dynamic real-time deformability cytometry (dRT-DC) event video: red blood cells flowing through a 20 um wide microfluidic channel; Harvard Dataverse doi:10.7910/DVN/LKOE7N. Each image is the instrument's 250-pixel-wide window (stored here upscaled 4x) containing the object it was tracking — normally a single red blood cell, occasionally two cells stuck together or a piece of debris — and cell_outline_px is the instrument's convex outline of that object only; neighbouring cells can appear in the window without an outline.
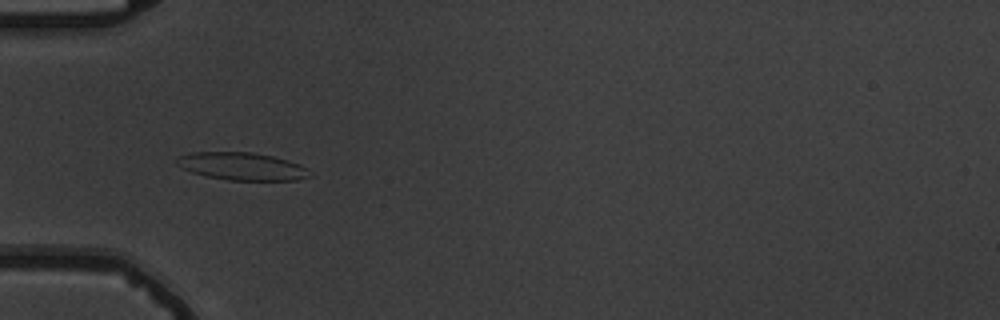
{"species": "common noctule bat (a hibernating species)", "species_latin": "Nyctalus noctula", "temperature_condition": "warm", "stored_images_in_passage": 9, "camera_frame_rate_fps": 3000, "um_per_image_px": 0.085, "animal": {"sex": "male", "body_mass_g": 19.5, "forearm_length_mm": 54.6}, "frame": {"image": 1, "passage_image": 6, "time_ms": 5.667, "image_size_px": [1000, 320], "cell_outline_px": [[312, 176], [296, 180], [228, 180], [204, 176], [192, 172], [176, 164], [176, 160], [180, 156], [188, 152], [252, 152], [272, 156], [288, 160], [300, 164], [308, 168]], "centroid_in_image_um": [20.59, 14.14], "position_along_channel_um": 64.4, "area_um2": 21.5}}
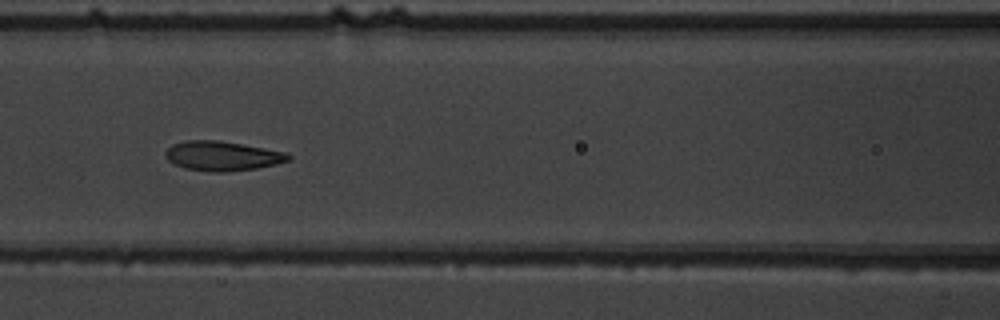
{"frame": {"image": 2, "passage_image": 8, "time_ms": 8.0, "image_size_px": [1000, 320], "cell_outline_px": [[292, 156], [288, 160], [276, 164], [256, 168], [224, 172], [208, 172], [184, 168], [168, 160], [164, 152], [172, 144], [188, 140], [220, 140], [288, 152]], "centroid_in_image_um": [18.9, 13.25], "position_along_channel_um": 147.7, "area_um2": 21.21}}
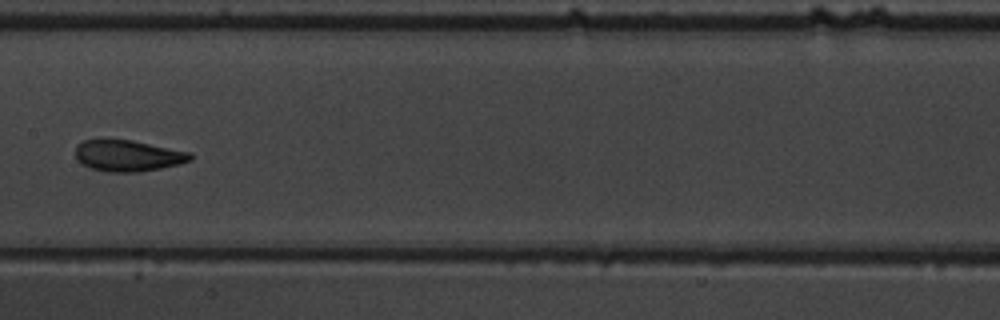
{"frame": {"image": 3, "passage_image": 9, "time_ms": 9.333, "image_size_px": [1000, 320], "cell_outline_px": [[192, 160], [160, 168], [140, 172], [108, 172], [92, 168], [80, 164], [76, 156], [76, 148], [84, 140], [132, 140], [192, 152]], "centroid_in_image_um": [10.89, 13.24], "position_along_channel_um": 196.5, "area_um2": 20.75}}